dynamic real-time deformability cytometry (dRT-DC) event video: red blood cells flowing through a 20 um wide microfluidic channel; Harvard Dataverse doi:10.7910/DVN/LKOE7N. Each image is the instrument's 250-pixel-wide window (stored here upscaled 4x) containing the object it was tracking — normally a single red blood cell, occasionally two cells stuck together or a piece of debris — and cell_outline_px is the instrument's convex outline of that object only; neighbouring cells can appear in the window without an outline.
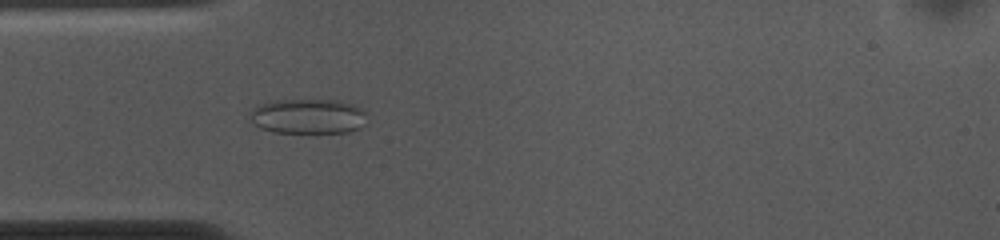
{"species": "common noctule bat (a hibernating species)", "species_latin": "Nyctalus noctula", "temperature_condition": "cold", "stored_images_in_passage": 53, "camera_frame_rate_fps": 3000, "um_per_image_px": 0.085, "animal": {"sex": "female", "body_mass_g": 10.0, "forearm_length_mm": 53.1}, "frame": {"image": 1, "passage_image": 14, "time_ms": 4.333, "image_size_px": [1000, 240], "cell_outline_px": [[364, 124], [360, 128], [348, 132], [272, 132], [260, 128], [252, 120], [248, 112], [252, 108], [260, 104], [272, 100], [340, 100], [364, 108]], "centroid_in_image_um": [26.17, 9.87], "position_along_channel_um": 58.8, "area_um2": 23.87}}
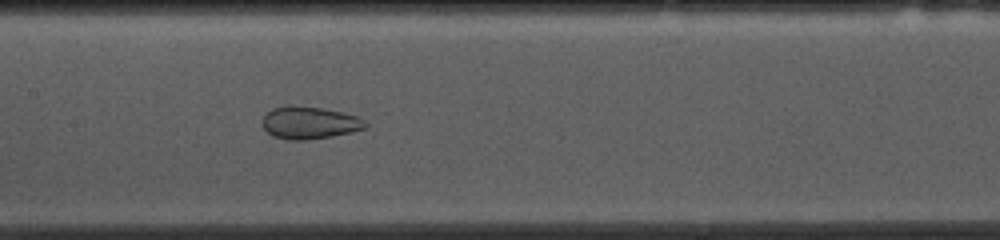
{"frame": {"image": 2, "passage_image": 24, "time_ms": 7.667, "image_size_px": [1000, 240], "cell_outline_px": [[368, 124], [364, 128], [352, 132], [332, 136], [308, 140], [292, 140], [272, 136], [260, 124], [264, 116], [272, 108], [320, 108], [344, 112], [356, 116], [364, 120]], "centroid_in_image_um": [26.33, 10.48], "position_along_channel_um": 181.1, "area_um2": 18.9}}
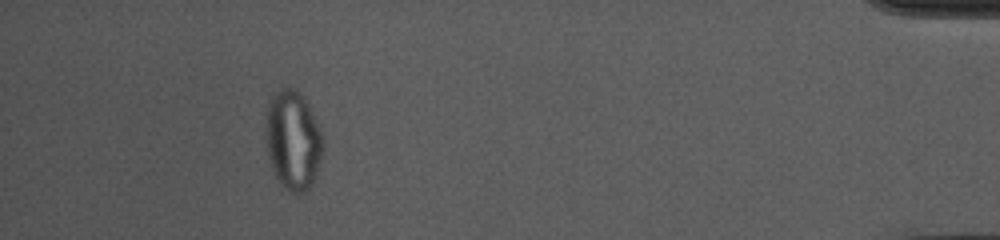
{"frame": {"image": 3, "passage_image": 48, "time_ms": 15.667, "image_size_px": [1000, 240], "cell_outline_px": [[324, 148], [316, 176], [312, 184], [304, 192], [292, 192], [284, 188], [280, 184], [268, 160], [264, 128], [268, 100], [280, 88], [296, 88], [304, 96], [324, 136]], "centroid_in_image_um": [24.9, 11.89], "position_along_channel_um": 410.3, "area_um2": 33.81}, "authors_computed_cell_mechanics": {"area_um2": 28.0908, "velocity_mm_per_s": 3.6756, "shape_relaxation_time_tau1_ms": null, "shape_relaxation_time_tau2_ms": 1.2445, "deformation_change_tau1": null, "deformation_change_tau2": 0.0709}}